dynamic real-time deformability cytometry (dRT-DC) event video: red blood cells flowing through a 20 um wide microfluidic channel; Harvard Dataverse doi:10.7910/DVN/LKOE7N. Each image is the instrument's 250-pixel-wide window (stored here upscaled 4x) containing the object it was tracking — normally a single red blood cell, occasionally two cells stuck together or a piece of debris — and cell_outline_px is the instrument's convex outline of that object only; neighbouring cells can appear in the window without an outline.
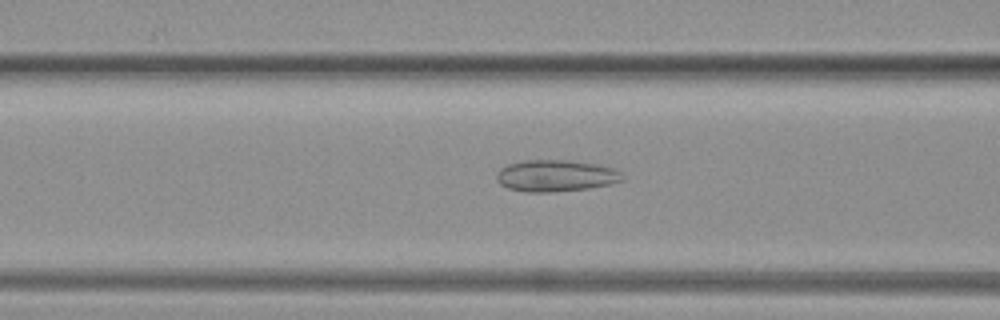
{"species": "common noctule bat (a hibernating species)", "species_latin": "Nyctalus noctula", "temperature_condition": "warm", "stored_images_in_passage": 38, "camera_frame_rate_fps": 3000, "um_per_image_px": 0.085, "animal": {"sex": "female", "body_mass_g": 19.3, "forearm_length_mm": 54.1}, "frame": {"image": 1, "passage_image": 7, "time_ms": 2.0, "image_size_px": [1000, 320], "cell_outline_px": [[624, 180], [608, 184], [588, 188], [552, 192], [524, 192], [508, 188], [500, 184], [496, 180], [496, 172], [500, 168], [508, 164], [524, 160], [572, 160], [596, 164], [612, 168], [620, 172]], "centroid_in_image_um": [47.19, 14.93], "position_along_channel_um": 119.4, "area_um2": 23.24}}
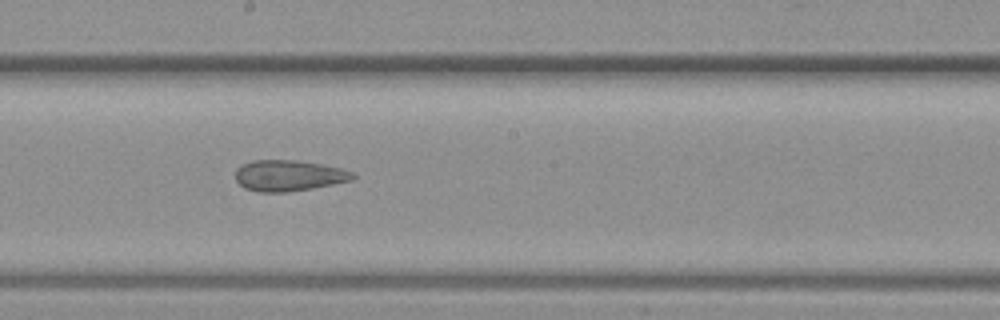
{"frame": {"image": 2, "passage_image": 15, "time_ms": 4.667, "image_size_px": [1000, 320], "cell_outline_px": [[356, 176], [352, 180], [312, 188], [288, 192], [256, 192], [244, 188], [236, 180], [236, 168], [240, 164], [252, 160], [296, 160], [320, 164], [340, 168], [352, 172]], "centroid_in_image_um": [24.49, 14.92], "position_along_channel_um": 223.7, "area_um2": 21.21}}
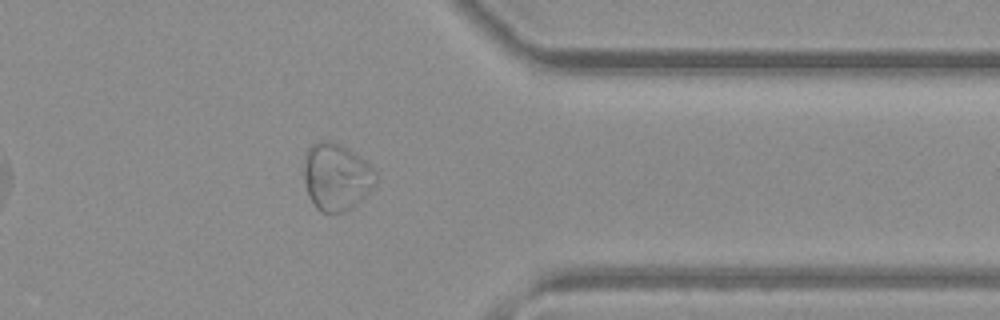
{"frame": {"image": 3, "passage_image": 28, "time_ms": 9.0, "image_size_px": [1000, 320], "cell_outline_px": [[376, 184], [352, 208], [344, 212], [320, 212], [316, 208], [308, 196], [304, 180], [304, 152], [312, 144], [320, 140], [328, 140], [340, 144], [348, 148], [364, 160], [376, 172]], "centroid_in_image_um": [28.56, 15.02], "position_along_channel_um": 382.8, "area_um2": 28.26}}